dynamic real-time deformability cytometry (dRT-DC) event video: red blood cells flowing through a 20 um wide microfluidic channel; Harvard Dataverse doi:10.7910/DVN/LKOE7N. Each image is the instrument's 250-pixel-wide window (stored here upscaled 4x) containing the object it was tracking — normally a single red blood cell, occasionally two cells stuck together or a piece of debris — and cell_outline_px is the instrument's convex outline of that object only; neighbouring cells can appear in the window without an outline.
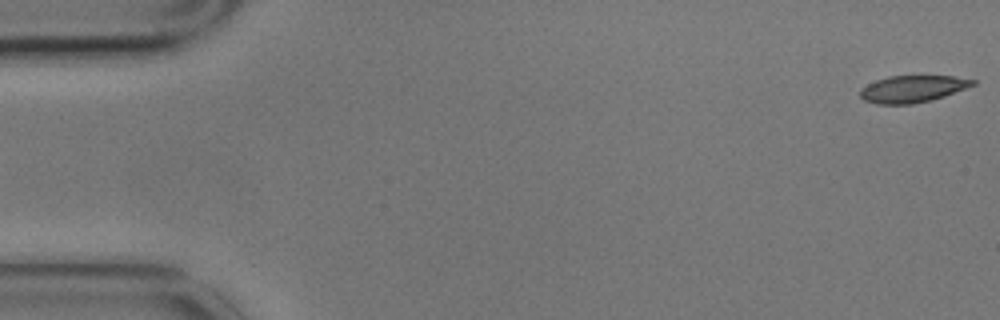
{"species": "common noctule bat (a hibernating species)", "species_latin": "Nyctalus noctula", "temperature_condition": "cold", "stored_images_in_passage": 6, "segment_of_instrument_passage": [2, 2], "camera_frame_rate_fps": 3000, "um_per_image_px": 0.085, "animal": {"sex": "male", "body_mass_g": 17.9}, "frame": {"image": 1, "passage_image": 6, "time_ms": 1.667, "image_size_px": [1000, 320], "cell_outline_px": [[976, 84], [944, 96], [932, 100], [912, 104], [876, 104], [864, 100], [860, 96], [860, 88], [876, 80], [888, 76], [952, 76], [976, 80]], "centroid_in_image_um": [77.54, 7.56], "position_along_channel_um": 7.5, "area_um2": 17.63}}